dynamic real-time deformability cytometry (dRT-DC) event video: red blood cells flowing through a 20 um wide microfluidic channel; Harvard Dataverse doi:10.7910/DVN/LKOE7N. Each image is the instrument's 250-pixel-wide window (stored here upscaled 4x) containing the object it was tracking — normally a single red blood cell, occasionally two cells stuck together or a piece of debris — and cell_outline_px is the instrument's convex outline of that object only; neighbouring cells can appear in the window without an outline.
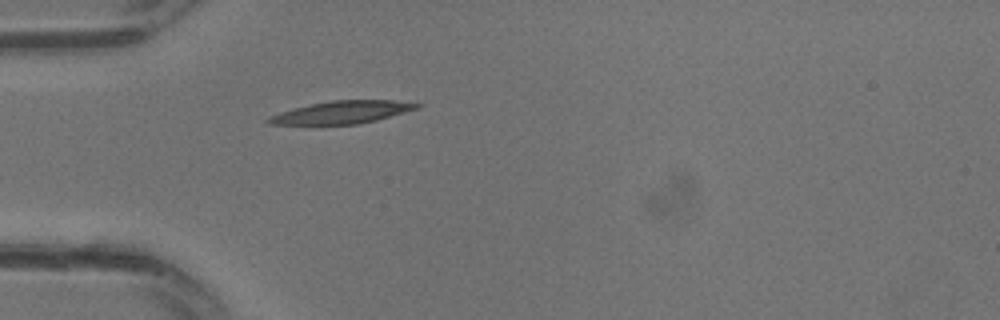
{"species": "common noctule bat (a hibernating species)", "species_latin": "Nyctalus noctula", "temperature_condition": "warm", "stored_images_in_passage": 7, "camera_frame_rate_fps": 3000, "um_per_image_px": 0.085, "animal": {"sex": "male", "body_mass_g": 13.3}, "frame": {"image": 1, "passage_image": 1, "time_ms": 0.0, "image_size_px": [1000, 320], "cell_outline_px": [[424, 104], [420, 108], [376, 120], [356, 124], [268, 124], [264, 120], [268, 116], [292, 108], [332, 100], [392, 100]], "centroid_in_image_um": [29.07, 9.54], "position_along_channel_um": 55.9, "area_um2": 19.48}}
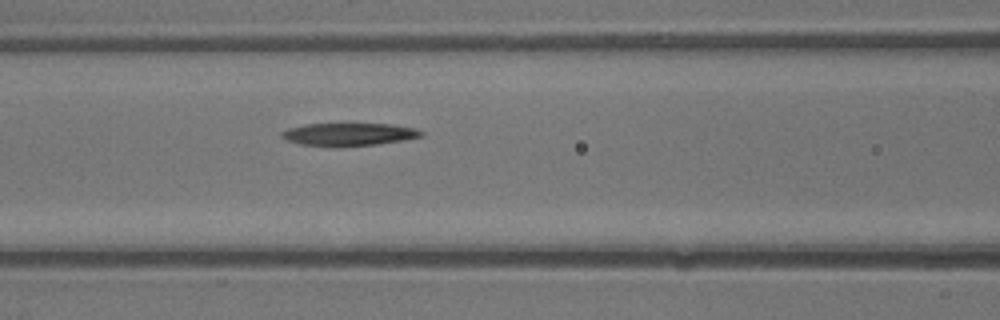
{"frame": {"image": 2, "passage_image": 5, "time_ms": 1.333, "image_size_px": [1000, 320], "cell_outline_px": [[424, 136], [404, 140], [376, 144], [300, 144], [288, 140], [280, 136], [280, 132], [288, 128], [304, 124], [392, 124], [416, 128], [424, 132]], "centroid_in_image_um": [29.71, 11.37], "position_along_channel_um": 136.9, "area_um2": 17.74}}
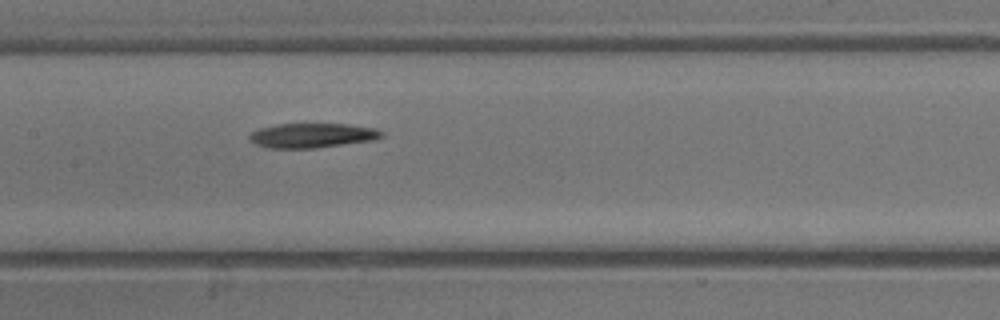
{"frame": {"image": 3, "passage_image": 7, "time_ms": 2.0, "image_size_px": [1000, 320], "cell_outline_px": [[384, 136], [372, 140], [316, 148], [268, 148], [256, 144], [248, 140], [248, 136], [252, 132], [260, 128], [276, 124], [344, 124], [376, 128], [384, 132]], "centroid_in_image_um": [26.52, 11.51], "position_along_channel_um": 180.9, "area_um2": 18.9}}